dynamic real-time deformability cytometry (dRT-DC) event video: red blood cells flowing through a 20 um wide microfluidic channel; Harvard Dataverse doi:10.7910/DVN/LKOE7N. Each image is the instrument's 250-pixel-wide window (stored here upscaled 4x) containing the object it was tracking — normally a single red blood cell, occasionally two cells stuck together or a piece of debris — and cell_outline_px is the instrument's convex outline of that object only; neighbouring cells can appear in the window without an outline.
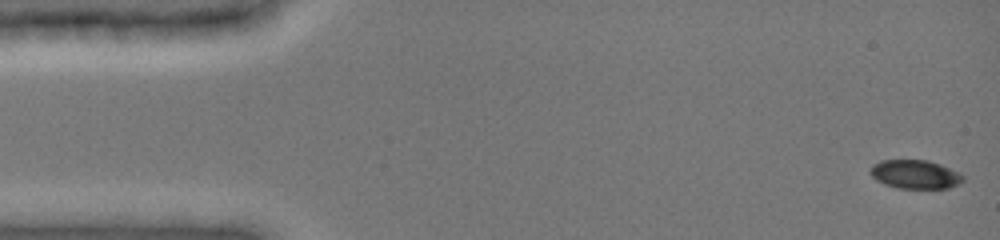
{"species": "common noctule bat (a hibernating species)", "species_latin": "Nyctalus noctula", "temperature_condition": "cold", "stored_images_in_passage": 6, "camera_frame_rate_fps": 3000, "um_per_image_px": 0.085, "animal": {"sex": "female", "body_mass_g": 19.0, "forearm_length_mm": 51.5}, "frame": {"image": 1, "passage_image": 1, "time_ms": 0.0, "image_size_px": [1000, 240], "cell_outline_px": [[964, 180], [960, 184], [948, 188], [900, 188], [884, 184], [876, 180], [868, 172], [872, 164], [880, 160], [928, 160], [940, 164], [960, 172], [964, 176]], "centroid_in_image_um": [77.79, 14.81], "position_along_channel_um": 7.2, "area_um2": 15.72}}
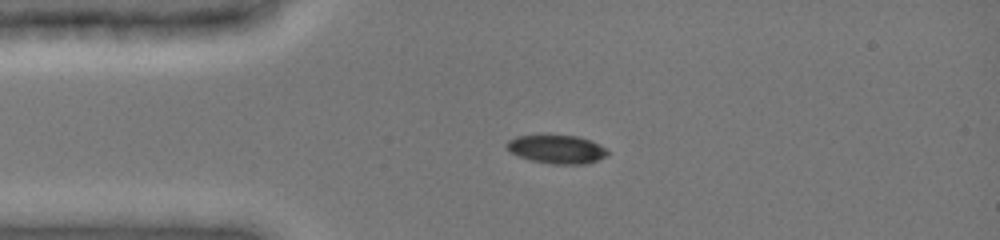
{"frame": {"image": 2, "passage_image": 5, "time_ms": 3.333, "image_size_px": [1000, 240], "cell_outline_px": [[608, 152], [604, 156], [588, 164], [552, 164], [532, 160], [520, 156], [512, 152], [504, 144], [508, 140], [516, 136], [576, 136], [588, 140], [608, 148]], "centroid_in_image_um": [47.33, 12.69], "position_along_channel_um": 37.7, "area_um2": 16.36}}